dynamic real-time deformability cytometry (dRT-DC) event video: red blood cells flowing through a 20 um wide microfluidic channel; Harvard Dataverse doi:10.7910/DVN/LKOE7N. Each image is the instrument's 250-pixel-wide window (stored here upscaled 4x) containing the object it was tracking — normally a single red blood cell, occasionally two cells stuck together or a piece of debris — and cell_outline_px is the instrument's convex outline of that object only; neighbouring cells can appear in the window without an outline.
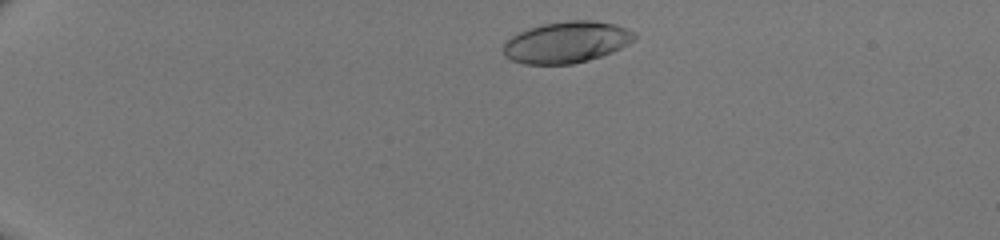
{"species": "human", "species_latin": "Homo sapiens", "temperature_condition": "room temperature", "stored_images_in_passage": 40, "camera_frame_rate_fps": 3000, "um_per_image_px": 0.085, "donor": {"sex": "male"}, "frame": {"image": 1, "passage_image": 3, "time_ms": 0.667, "image_size_px": [1000, 240], "cell_outline_px": [[636, 36], [628, 44], [612, 52], [588, 60], [572, 64], [524, 64], [512, 60], [504, 56], [504, 44], [512, 36], [528, 28], [544, 24], [568, 20], [592, 20], [616, 24], [628, 28], [636, 32]], "centroid_in_image_um": [48.18, 3.58], "position_along_channel_um": 36.8, "area_um2": 31.56}}
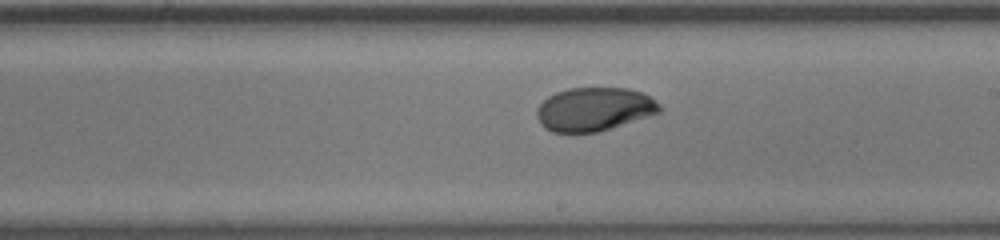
{"frame": {"image": 2, "passage_image": 23, "time_ms": 7.333, "image_size_px": [1000, 240], "cell_outline_px": [[664, 108], [660, 112], [600, 132], [552, 132], [544, 128], [540, 124], [536, 116], [536, 112], [540, 104], [548, 96], [556, 92], [568, 88], [628, 88], [640, 92], [648, 96], [660, 104]], "centroid_in_image_um": [50.49, 9.29], "position_along_channel_um": 238.5, "area_um2": 31.21}}
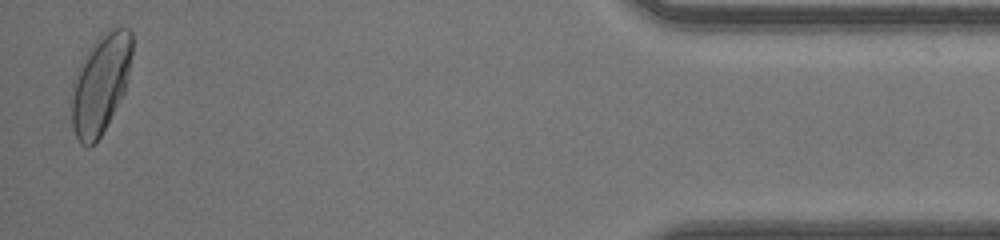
{"frame": {"image": 3, "passage_image": 40, "time_ms": 13.0, "image_size_px": [1000, 240], "cell_outline_px": [[132, 52], [128, 80], [124, 92], [100, 136], [88, 148], [80, 144], [72, 128], [72, 80], [80, 60], [96, 40], [104, 32], [116, 28], [128, 28], [132, 32]], "centroid_in_image_um": [8.53, 7.11], "position_along_channel_um": 426.7, "area_um2": 34.97}}